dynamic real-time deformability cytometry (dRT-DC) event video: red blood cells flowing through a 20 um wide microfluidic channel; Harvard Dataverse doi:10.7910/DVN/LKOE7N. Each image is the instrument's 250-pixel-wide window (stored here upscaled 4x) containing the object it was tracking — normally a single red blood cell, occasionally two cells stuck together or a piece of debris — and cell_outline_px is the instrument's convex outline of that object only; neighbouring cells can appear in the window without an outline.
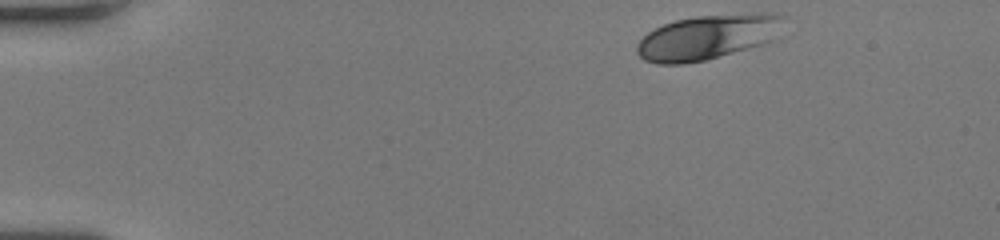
{"species": "human", "species_latin": "Homo sapiens", "temperature_condition": "room temperature", "stored_images_in_passage": 45, "camera_frame_rate_fps": 3000, "um_per_image_px": 0.085, "donor": {"sex": "female"}, "frame": {"image": 1, "passage_image": 1, "time_ms": 0.0, "image_size_px": [1000, 240], "cell_outline_px": [[784, 16], [768, 40], [760, 44], [704, 60], [684, 64], [656, 64], [644, 60], [636, 52], [636, 44], [648, 32], [664, 24], [676, 20], [696, 16], [764, 12], [772, 12]], "centroid_in_image_um": [60.02, 3.15], "position_along_channel_um": 25.0, "area_um2": 37.4}}
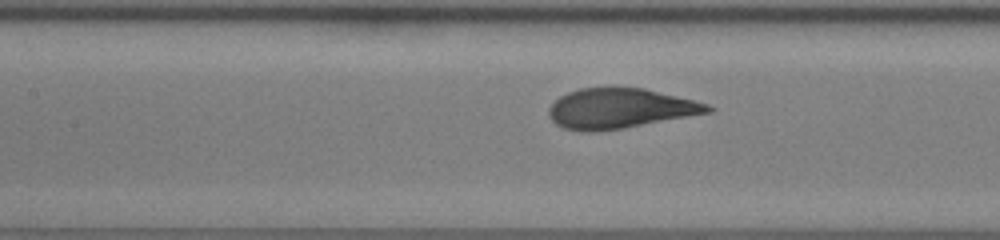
{"frame": {"image": 2, "passage_image": 18, "time_ms": 5.667, "image_size_px": [1000, 240], "cell_outline_px": [[712, 112], [624, 128], [596, 132], [580, 132], [564, 128], [556, 124], [552, 120], [548, 112], [548, 108], [560, 96], [568, 92], [580, 88], [616, 84], [644, 88], [708, 104], [712, 108]], "centroid_in_image_um": [52.65, 9.19], "position_along_channel_um": 154.8, "area_um2": 37.74}}
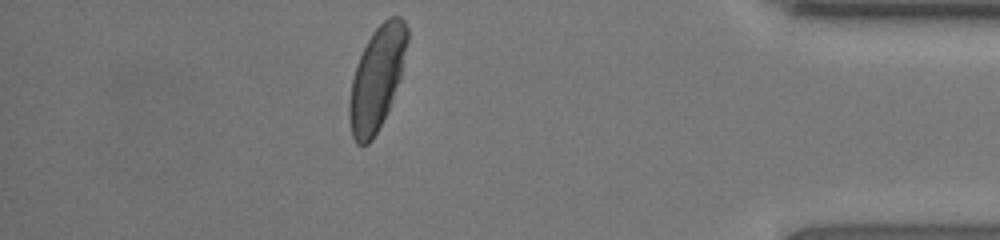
{"frame": {"image": 3, "passage_image": 39, "time_ms": 12.667, "image_size_px": [1000, 240], "cell_outline_px": [[408, 40], [400, 80], [388, 108], [372, 140], [368, 144], [356, 144], [352, 136], [348, 116], [348, 104], [352, 80], [356, 64], [372, 32], [388, 16], [400, 16], [404, 20], [408, 28]], "centroid_in_image_um": [32.03, 6.63], "position_along_channel_um": 403.2, "area_um2": 34.56}, "authors_computed_cell_mechanics": {"area_um2": 36.8764, "velocity_mm_per_s": 4.0621, "shape_relaxation_time_tau1_ms": 3.371, "shape_relaxation_time_tau2_ms": null, "deformation_change_tau1": 0.1502, "deformation_change_tau2": null}}